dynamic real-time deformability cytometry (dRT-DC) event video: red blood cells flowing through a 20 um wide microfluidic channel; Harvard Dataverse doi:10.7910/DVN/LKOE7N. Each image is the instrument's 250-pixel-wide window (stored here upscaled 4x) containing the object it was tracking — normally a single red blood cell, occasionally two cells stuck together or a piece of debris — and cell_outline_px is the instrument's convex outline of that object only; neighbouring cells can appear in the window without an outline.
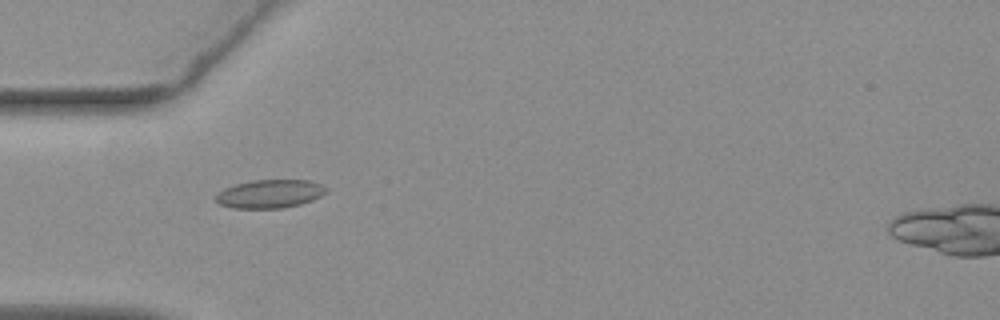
{"species": "common noctule bat (a hibernating species)", "species_latin": "Nyctalus noctula", "temperature_condition": "warm", "stored_images_in_passage": 56, "camera_frame_rate_fps": 3000, "um_per_image_px": 0.085, "animal": {"sex": "female", "body_mass_g": 19.3, "forearm_length_mm": 54.1}, "frame": {"image": 1, "passage_image": 18, "time_ms": 5.667, "image_size_px": [1000, 320], "cell_outline_px": [[328, 192], [312, 200], [300, 204], [280, 208], [232, 208], [220, 204], [216, 200], [216, 196], [224, 188], [236, 184], [252, 180], [308, 180], [320, 184], [328, 188]], "centroid_in_image_um": [22.96, 16.47], "position_along_channel_um": 62.0, "area_um2": 18.15}}
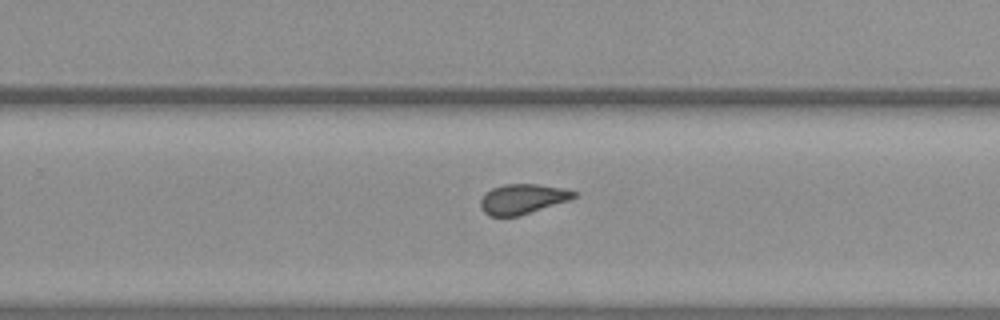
{"frame": {"image": 2, "passage_image": 36, "time_ms": 11.667, "image_size_px": [1000, 320], "cell_outline_px": [[580, 196], [520, 216], [488, 216], [480, 208], [480, 200], [492, 188], [504, 184], [536, 184], [564, 188], [580, 192]], "centroid_in_image_um": [44.46, 16.91], "position_along_channel_um": 285.3, "area_um2": 16.42}}
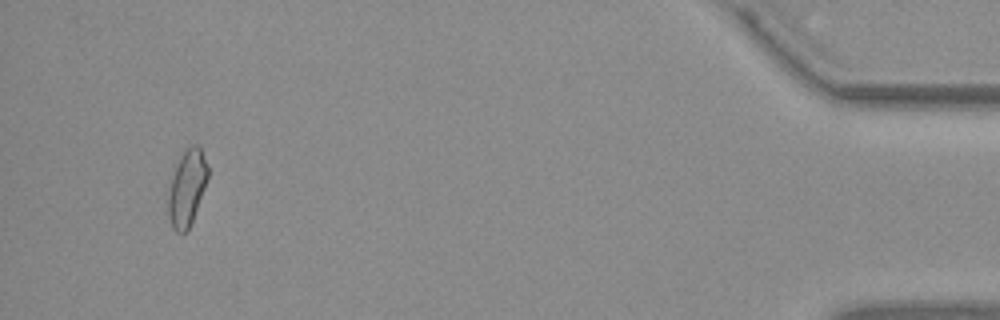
{"frame": {"image": 3, "passage_image": 53, "time_ms": 17.333, "image_size_px": [1000, 320], "cell_outline_px": [[208, 176], [204, 188], [192, 220], [188, 228], [184, 232], [176, 232], [172, 228], [168, 216], [168, 180], [180, 156], [192, 144], [196, 144], [200, 148], [208, 168]], "centroid_in_image_um": [15.84, 15.96], "position_along_channel_um": 419.4, "area_um2": 17.46}, "authors_computed_cell_mechanics": {"area_um2": 17.3978, "velocity_mm_per_s": 3.754, "shape_relaxation_time_tau1_ms": null, "shape_relaxation_time_tau2_ms": 1.5921, "deformation_change_tau1": null, "deformation_change_tau2": 0.0903}}